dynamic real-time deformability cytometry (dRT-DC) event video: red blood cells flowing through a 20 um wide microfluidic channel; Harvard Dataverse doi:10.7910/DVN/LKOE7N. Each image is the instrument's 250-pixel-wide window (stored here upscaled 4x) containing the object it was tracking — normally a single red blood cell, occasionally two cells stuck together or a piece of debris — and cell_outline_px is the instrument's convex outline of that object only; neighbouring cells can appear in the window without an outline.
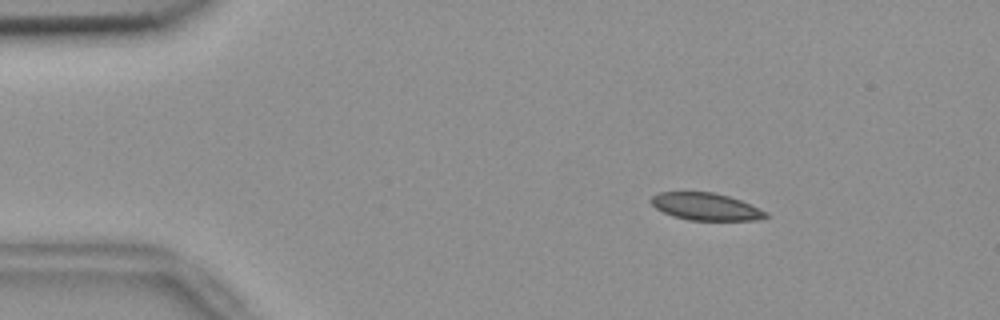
{"species": "common noctule bat (a hibernating species)", "species_latin": "Nyctalus noctula", "temperature_condition": "room temperature", "stored_images_in_passage": 35, "camera_frame_rate_fps": 3000, "um_per_image_px": 0.085, "animal": {"sex": "female", "body_mass_g": 18.4}, "frame": {"image": 1, "passage_image": 4, "time_ms": 1.0, "image_size_px": [1000, 320], "cell_outline_px": [[768, 216], [756, 220], [688, 220], [672, 216], [656, 208], [652, 204], [652, 196], [660, 192], [712, 192], [728, 196], [752, 204], [768, 212]], "centroid_in_image_um": [60.02, 17.56], "position_along_channel_um": 25.0, "area_um2": 18.15}}
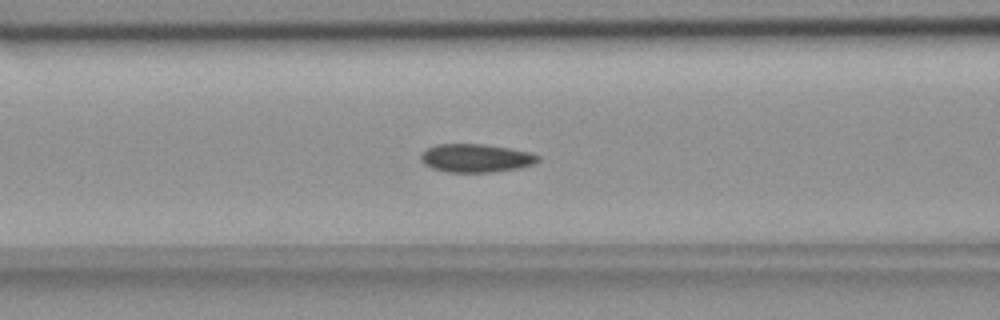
{"frame": {"image": 2, "passage_image": 18, "time_ms": 5.667, "image_size_px": [1000, 320], "cell_outline_px": [[540, 160], [536, 164], [520, 168], [492, 172], [444, 172], [432, 168], [424, 164], [420, 160], [420, 156], [428, 148], [436, 144], [480, 144], [508, 148], [528, 152], [540, 156]], "centroid_in_image_um": [40.46, 13.45], "position_along_channel_um": 126.1, "area_um2": 19.36}}
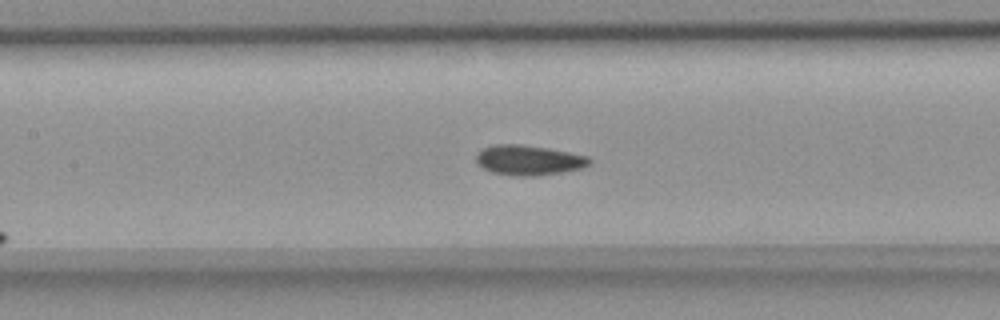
{"frame": {"image": 3, "passage_image": 21, "time_ms": 6.667, "image_size_px": [1000, 320], "cell_outline_px": [[592, 164], [584, 168], [536, 176], [516, 176], [492, 172], [476, 164], [476, 152], [484, 148], [496, 144], [520, 144], [548, 148], [588, 156], [592, 160]], "centroid_in_image_um": [44.95, 13.61], "position_along_channel_um": 162.5, "area_um2": 19.94}}